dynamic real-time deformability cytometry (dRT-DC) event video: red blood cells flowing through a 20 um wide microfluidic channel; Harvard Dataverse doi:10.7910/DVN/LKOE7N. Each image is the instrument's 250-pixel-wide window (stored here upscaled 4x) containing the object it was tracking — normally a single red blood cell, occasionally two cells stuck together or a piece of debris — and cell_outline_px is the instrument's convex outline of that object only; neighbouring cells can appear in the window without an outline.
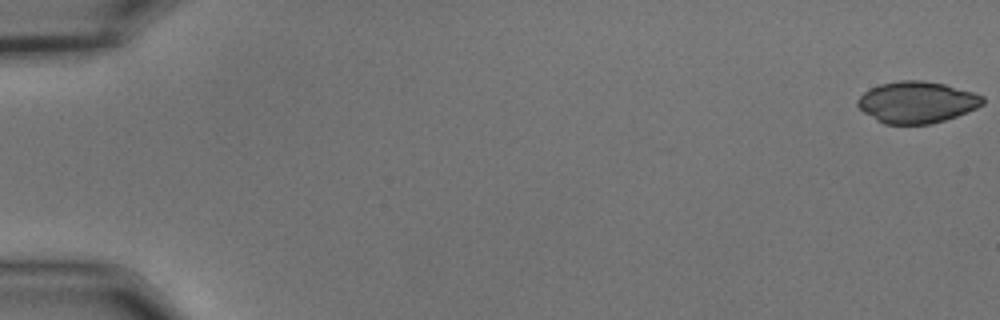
{"species": "common noctule bat (a hibernating species)", "species_latin": "Nyctalus noctula", "temperature_condition": "cold", "stored_images_in_passage": 8, "camera_frame_rate_fps": 3000, "um_per_image_px": 0.085, "animal": {"sex": "male", "body_mass_g": 15.6}, "frame": {"image": 1, "passage_image": 1, "time_ms": 0.0, "image_size_px": [1000, 320], "cell_outline_px": [[984, 104], [976, 108], [956, 116], [944, 120], [928, 124], [884, 124], [876, 120], [864, 112], [856, 104], [856, 100], [864, 92], [880, 84], [900, 80], [920, 80], [944, 84], [972, 92], [984, 96]], "centroid_in_image_um": [77.92, 8.69], "position_along_channel_um": 7.1, "area_um2": 30.11}}